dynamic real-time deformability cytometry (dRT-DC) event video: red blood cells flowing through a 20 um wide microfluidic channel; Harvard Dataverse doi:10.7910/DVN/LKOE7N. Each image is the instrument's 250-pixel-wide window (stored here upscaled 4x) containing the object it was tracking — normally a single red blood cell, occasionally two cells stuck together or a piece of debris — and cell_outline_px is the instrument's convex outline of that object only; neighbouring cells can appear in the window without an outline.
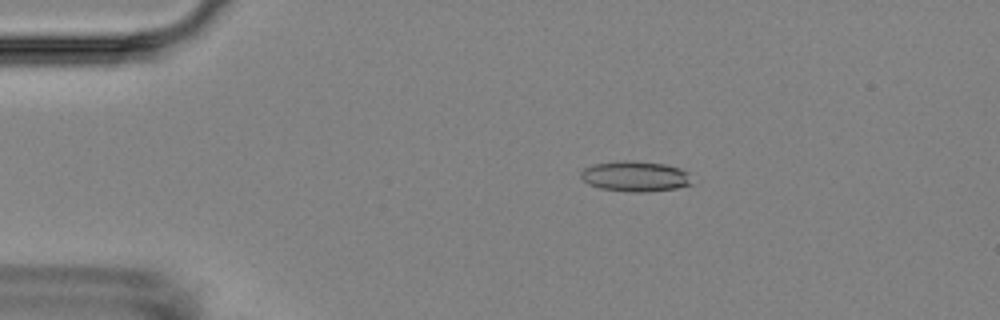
{"species": "Egyptian fruit bat (a non-hibernating species)", "species_latin": "Rousettus aegyptiacus", "temperature_condition": "room temperature", "stored_images_in_passage": 10, "camera_frame_rate_fps": 3000, "um_per_image_px": 0.085, "animal": {"sex": "female"}, "frame": {"image": 1, "passage_image": 4, "time_ms": 3.333, "image_size_px": [1000, 320], "cell_outline_px": [[692, 184], [676, 188], [644, 192], [632, 192], [600, 188], [588, 184], [580, 176], [580, 172], [584, 168], [592, 164], [624, 160], [664, 164], [680, 168], [688, 172]], "centroid_in_image_um": [53.98, 14.98], "position_along_channel_um": 31.0, "area_um2": 19.59}}
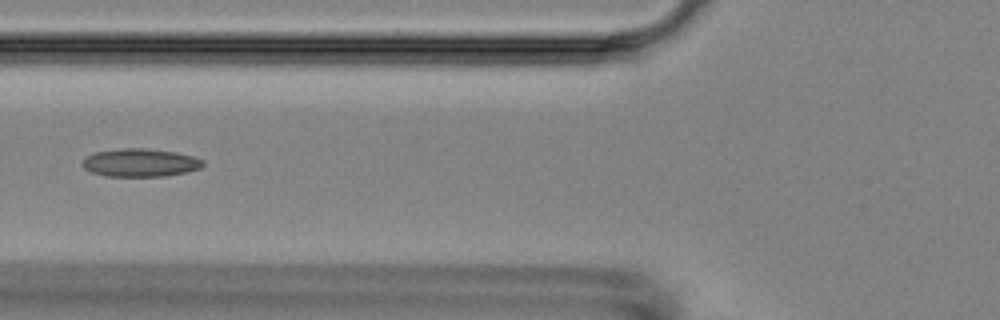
{"frame": {"image": 2, "passage_image": 7, "time_ms": 7.0, "image_size_px": [1000, 320], "cell_outline_px": [[204, 164], [200, 168], [184, 172], [164, 176], [104, 176], [92, 172], [84, 168], [80, 164], [88, 156], [96, 152], [124, 148], [144, 148], [176, 152], [192, 156], [204, 160]], "centroid_in_image_um": [11.92, 13.83], "position_along_channel_um": 113.9, "area_um2": 19.54}}
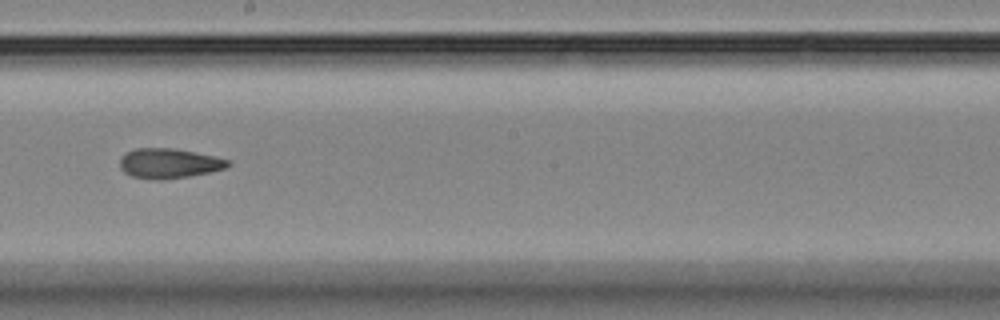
{"frame": {"image": 3, "passage_image": 10, "time_ms": 10.333, "image_size_px": [1000, 320], "cell_outline_px": [[232, 164], [228, 168], [188, 176], [160, 180], [152, 180], [132, 176], [124, 172], [120, 168], [120, 160], [128, 152], [136, 148], [172, 148], [232, 160]], "centroid_in_image_um": [14.39, 13.89], "position_along_channel_um": 233.8, "area_um2": 18.67}}